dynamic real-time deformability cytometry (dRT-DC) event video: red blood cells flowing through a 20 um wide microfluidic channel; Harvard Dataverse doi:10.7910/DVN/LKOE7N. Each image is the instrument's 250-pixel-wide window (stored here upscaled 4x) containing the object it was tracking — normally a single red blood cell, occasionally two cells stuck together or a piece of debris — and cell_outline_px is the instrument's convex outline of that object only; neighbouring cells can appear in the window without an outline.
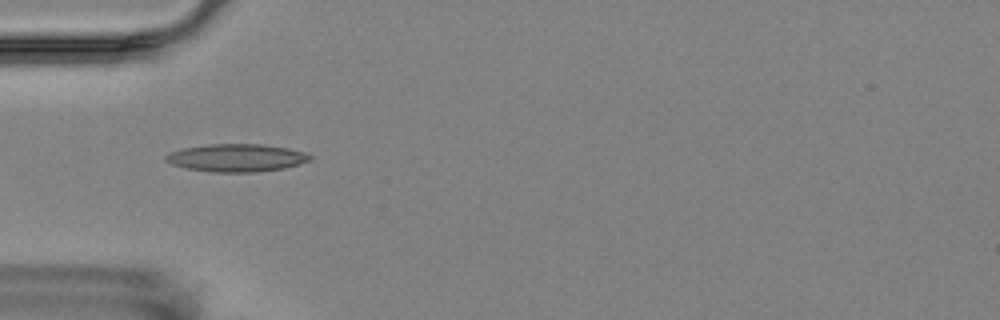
{"species": "Egyptian fruit bat (a non-hibernating species)", "species_latin": "Rousettus aegyptiacus", "temperature_condition": "room temperature", "stored_images_in_passage": 5, "camera_frame_rate_fps": 3000, "um_per_image_px": 0.085, "animal": {"sex": "female"}, "frame": {"image": 1, "passage_image": 5, "time_ms": 5.667, "image_size_px": [1000, 320], "cell_outline_px": [[312, 160], [300, 164], [284, 168], [256, 172], [212, 172], [188, 168], [172, 164], [164, 160], [164, 156], [172, 152], [184, 148], [208, 144], [264, 144], [288, 148], [304, 152], [312, 156]], "centroid_in_image_um": [20.14, 13.41], "position_along_channel_um": 64.9, "area_um2": 23.29}}